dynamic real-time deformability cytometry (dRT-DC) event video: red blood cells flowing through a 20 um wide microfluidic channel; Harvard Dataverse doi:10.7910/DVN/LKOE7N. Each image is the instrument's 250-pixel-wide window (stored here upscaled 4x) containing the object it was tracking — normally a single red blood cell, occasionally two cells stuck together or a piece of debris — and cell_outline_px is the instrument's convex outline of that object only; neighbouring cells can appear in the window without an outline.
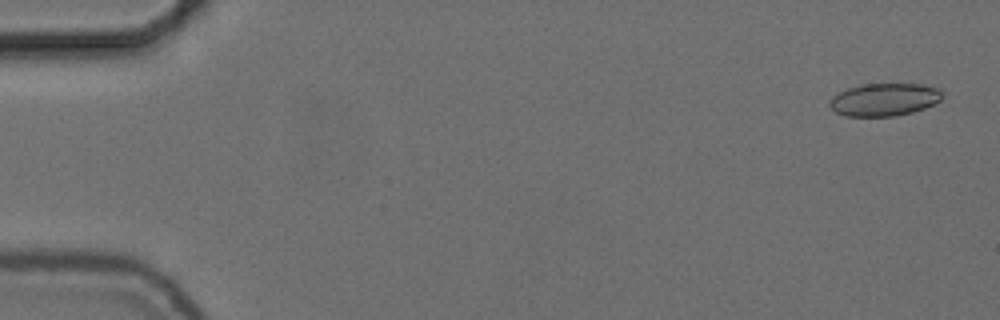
{"species": "common noctule bat (a hibernating species)", "species_latin": "Nyctalus noctula", "temperature_condition": "cold", "stored_images_in_passage": 51, "camera_frame_rate_fps": 3000, "um_per_image_px": 0.085, "animal": {"sex": "female", "body_mass_g": 24.6, "forearm_length_mm": 56.2}, "frame": {"image": 1, "passage_image": 2, "time_ms": 0.333, "image_size_px": [1000, 320], "cell_outline_px": [[944, 96], [940, 100], [924, 108], [912, 112], [896, 116], [844, 116], [836, 112], [828, 104], [828, 100], [832, 96], [848, 88], [860, 84], [920, 84], [940, 88]], "centroid_in_image_um": [75.15, 8.46], "position_along_channel_um": 9.8, "area_um2": 21.56}}
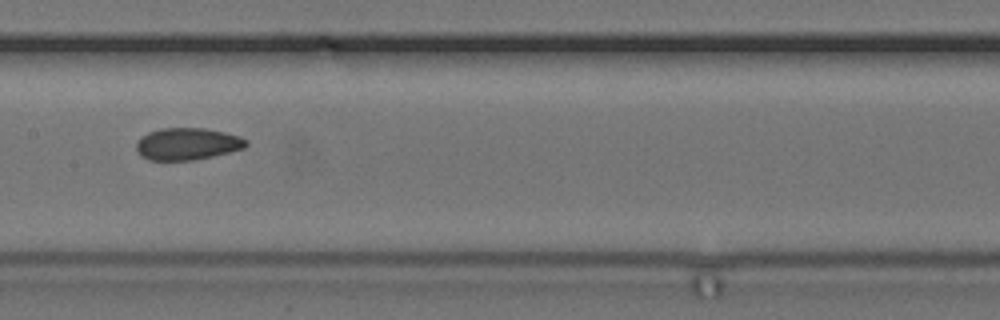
{"frame": {"image": 2, "passage_image": 28, "time_ms": 9.0, "image_size_px": [1000, 320], "cell_outline_px": [[248, 144], [244, 148], [196, 160], [148, 160], [140, 156], [136, 148], [136, 144], [148, 132], [160, 128], [204, 128], [224, 132], [240, 136], [248, 140]], "centroid_in_image_um": [15.93, 12.23], "position_along_channel_um": 191.5, "area_um2": 20.46}}
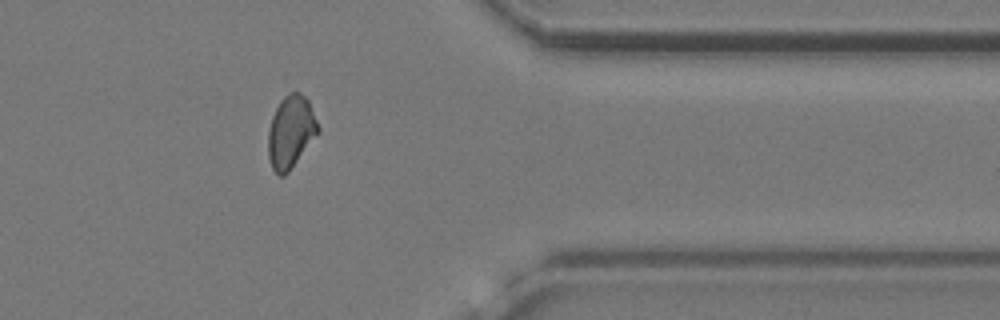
{"frame": {"image": 3, "passage_image": 45, "time_ms": 14.667, "image_size_px": [1000, 320], "cell_outline_px": [[320, 132], [288, 172], [284, 176], [280, 176], [272, 168], [268, 156], [268, 132], [272, 116], [280, 100], [288, 92], [300, 92], [308, 100], [320, 128]], "centroid_in_image_um": [24.72, 11.2], "position_along_channel_um": 386.7, "area_um2": 21.1}}